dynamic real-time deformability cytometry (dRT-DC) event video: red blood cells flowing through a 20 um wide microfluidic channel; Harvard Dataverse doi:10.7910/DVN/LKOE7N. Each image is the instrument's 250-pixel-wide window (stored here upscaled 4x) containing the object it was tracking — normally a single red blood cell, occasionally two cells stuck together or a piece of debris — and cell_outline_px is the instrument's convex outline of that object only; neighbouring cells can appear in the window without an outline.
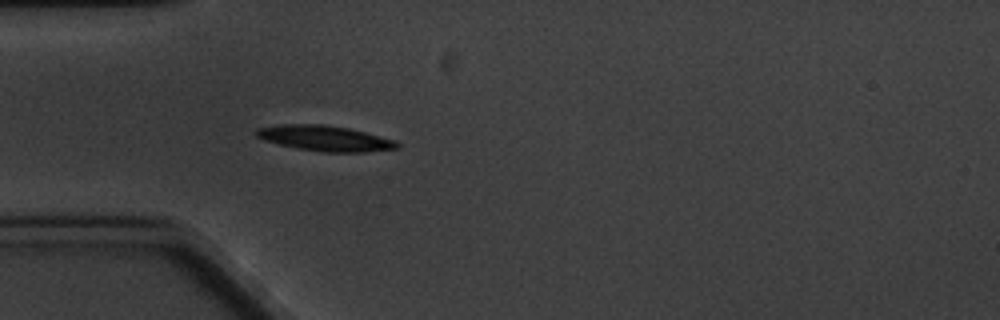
{"species": "common noctule bat (a hibernating species)", "species_latin": "Nyctalus noctula", "temperature_condition": "cold", "stored_images_in_passage": 4, "camera_frame_rate_fps": 3000, "um_per_image_px": 0.085, "animal": {"sex": "male", "body_mass_g": 20.1, "forearm_length_mm": 53.5}, "frame": {"image": 1, "passage_image": 4, "time_ms": 3.333, "image_size_px": [1000, 320], "cell_outline_px": [[400, 148], [364, 152], [324, 152], [300, 148], [280, 144], [264, 140], [256, 136], [252, 132], [256, 128], [280, 124], [324, 124], [348, 128], [396, 140], [400, 144]], "centroid_in_image_um": [27.61, 11.74], "position_along_channel_um": 57.4, "area_um2": 20.87}}